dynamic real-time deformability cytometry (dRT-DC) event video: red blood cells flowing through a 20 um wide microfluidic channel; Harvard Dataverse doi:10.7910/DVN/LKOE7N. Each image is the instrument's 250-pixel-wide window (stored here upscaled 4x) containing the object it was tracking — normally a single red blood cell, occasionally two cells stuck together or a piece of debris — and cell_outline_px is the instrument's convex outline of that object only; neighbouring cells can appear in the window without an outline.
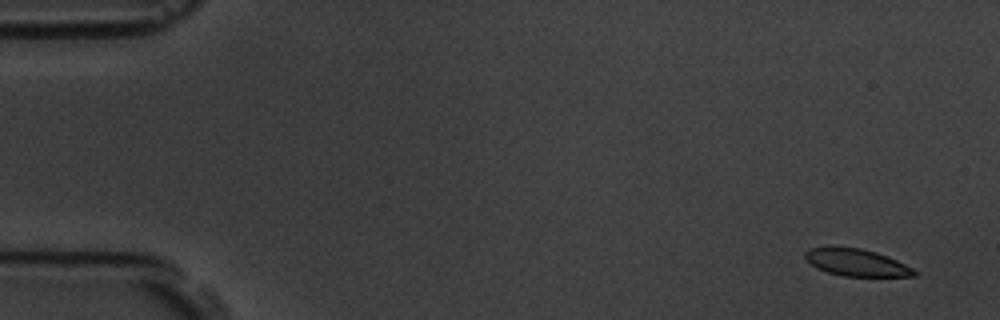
{"species": "common noctule bat (a hibernating species)", "species_latin": "Nyctalus noctula", "temperature_condition": "room temperature", "stored_images_in_passage": 5, "camera_frame_rate_fps": 3000, "um_per_image_px": 0.085, "animal": {"sex": "male", "body_mass_g": 19.5, "forearm_length_mm": 54.6}, "frame": {"image": 1, "passage_image": 1, "time_ms": 0.0, "image_size_px": [1000, 320], "cell_outline_px": [[916, 276], [844, 276], [828, 272], [816, 268], [804, 256], [804, 252], [808, 248], [824, 244], [860, 248], [876, 252], [888, 256], [912, 268], [916, 272]], "centroid_in_image_um": [72.71, 22.27], "position_along_channel_um": 12.3, "area_um2": 17.57}}
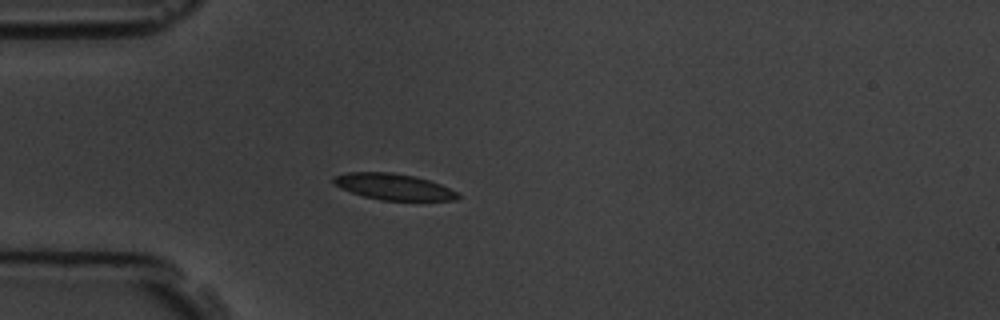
{"frame": {"image": 2, "passage_image": 4, "time_ms": 4.333, "image_size_px": [1000, 320], "cell_outline_px": [[460, 196], [456, 200], [380, 200], [364, 196], [340, 188], [332, 180], [332, 176], [348, 172], [392, 172], [412, 176], [428, 180], [440, 184], [460, 192]], "centroid_in_image_um": [33.46, 15.87], "position_along_channel_um": 51.5, "area_um2": 18.9}}